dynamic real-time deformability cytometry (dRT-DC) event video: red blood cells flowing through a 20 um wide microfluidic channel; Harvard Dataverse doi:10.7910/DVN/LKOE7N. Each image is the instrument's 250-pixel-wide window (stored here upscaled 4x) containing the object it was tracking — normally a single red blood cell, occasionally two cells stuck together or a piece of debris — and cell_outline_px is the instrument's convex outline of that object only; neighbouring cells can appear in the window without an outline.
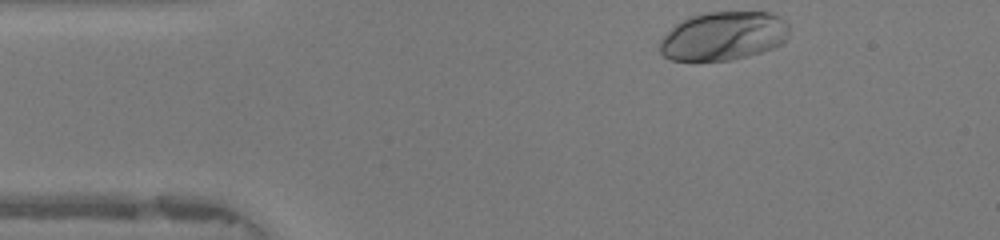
{"species": "human", "species_latin": "Homo sapiens", "temperature_condition": "warm", "stored_images_in_passage": 33, "camera_frame_rate_fps": 3000, "um_per_image_px": 0.085, "donor": {"sex": "female"}, "frame": {"image": 1, "passage_image": 1, "time_ms": 0.0, "image_size_px": [1000, 240], "cell_outline_px": [[788, 36], [780, 44], [772, 48], [748, 56], [728, 60], [672, 60], [664, 56], [660, 52], [660, 40], [680, 20], [704, 12], [772, 12], [780, 16], [788, 24]], "centroid_in_image_um": [61.5, 3.04], "position_along_channel_um": 23.5, "area_um2": 36.59}}
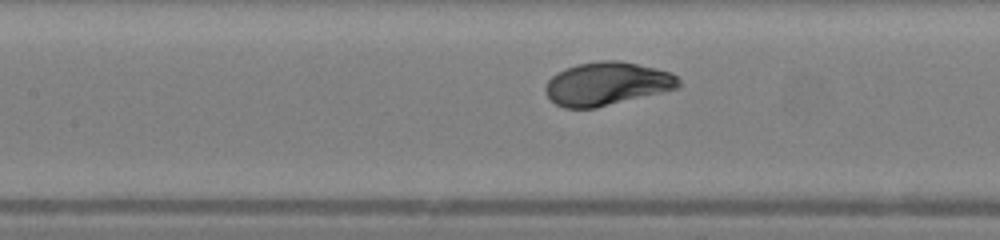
{"frame": {"image": 2, "passage_image": 15, "time_ms": 4.667, "image_size_px": [1000, 240], "cell_outline_px": [[680, 88], [596, 108], [564, 108], [556, 104], [544, 92], [544, 88], [548, 80], [556, 72], [564, 68], [576, 64], [600, 60], [620, 60], [672, 72], [680, 80]], "centroid_in_image_um": [51.58, 7.11], "position_along_channel_um": 155.8, "area_um2": 33.87}}
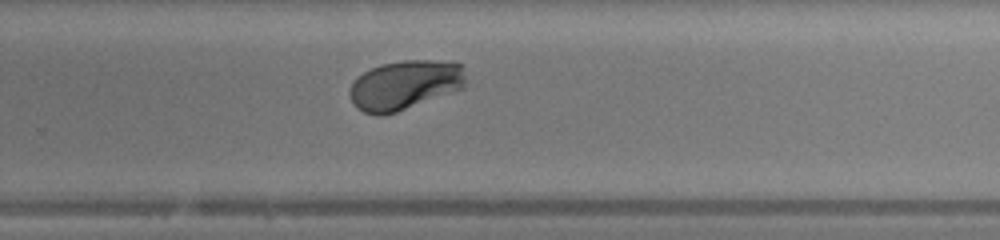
{"frame": {"image": 3, "passage_image": 25, "time_ms": 8.0, "image_size_px": [1000, 240], "cell_outline_px": [[464, 88], [396, 112], [380, 116], [376, 116], [364, 112], [356, 108], [348, 96], [348, 92], [352, 84], [364, 72], [380, 64], [404, 60], [456, 60], [464, 64]], "centroid_in_image_um": [34.43, 7.21], "position_along_channel_um": 295.4, "area_um2": 33.76}, "authors_computed_cell_mechanics": {"area_um2": 33.8708, "velocity_mm_per_s": 4.1981, "shape_relaxation_time_tau1_ms": 2.0646, "shape_relaxation_time_tau2_ms": null, "deformation_change_tau1": 0.1516, "deformation_change_tau2": null}}